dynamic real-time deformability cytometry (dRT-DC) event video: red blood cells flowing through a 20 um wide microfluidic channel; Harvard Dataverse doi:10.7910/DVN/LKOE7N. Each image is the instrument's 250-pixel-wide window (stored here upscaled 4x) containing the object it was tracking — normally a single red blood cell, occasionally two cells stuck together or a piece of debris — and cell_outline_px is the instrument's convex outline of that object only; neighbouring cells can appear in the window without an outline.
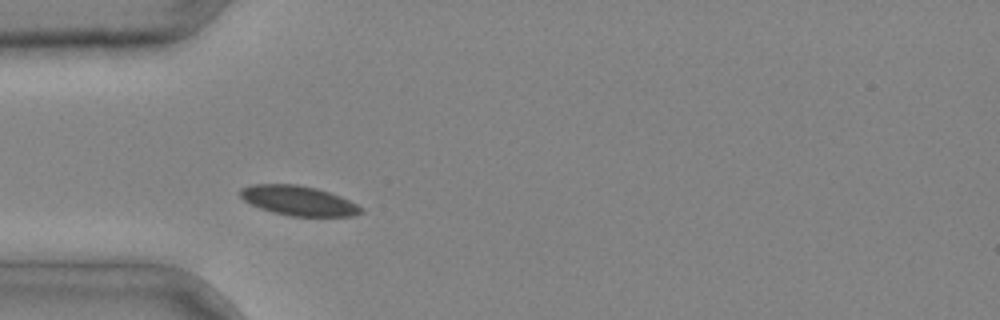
{"species": "common noctule bat (a hibernating species)", "species_latin": "Nyctalus noctula", "temperature_condition": "cold", "stored_images_in_passage": 1, "camera_frame_rate_fps": 3000, "um_per_image_px": 0.085, "animal": {"sex": "male", "body_mass_g": 20.4}, "frame": {"image": 1, "passage_image": 1, "time_ms": 0.0, "image_size_px": [1000, 320], "cell_outline_px": [[364, 212], [352, 216], [292, 216], [272, 212], [260, 208], [244, 200], [240, 196], [240, 188], [252, 184], [296, 184], [316, 188], [340, 196], [364, 208]], "centroid_in_image_um": [25.37, 17.05], "position_along_channel_um": 59.6, "area_um2": 20.81}}